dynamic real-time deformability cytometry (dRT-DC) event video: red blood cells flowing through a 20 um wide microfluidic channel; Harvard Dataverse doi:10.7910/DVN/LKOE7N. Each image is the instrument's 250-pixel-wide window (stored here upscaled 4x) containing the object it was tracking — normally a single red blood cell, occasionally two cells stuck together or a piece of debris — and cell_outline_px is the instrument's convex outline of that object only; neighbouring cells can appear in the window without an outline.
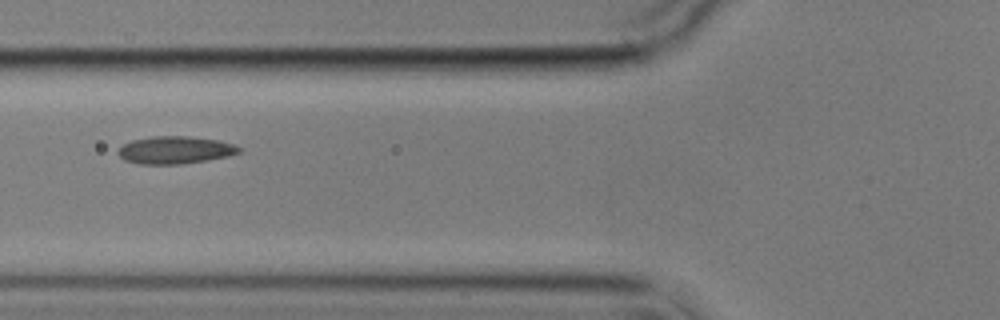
{"species": "common noctule bat (a hibernating species)", "species_latin": "Nyctalus noctula", "temperature_condition": "cold", "stored_images_in_passage": 8, "camera_frame_rate_fps": 3000, "um_per_image_px": 0.085, "animal": {"sex": "male", "body_mass_g": 17.9}, "frame": {"image": 1, "passage_image": 7, "time_ms": 7.0, "image_size_px": [1000, 320], "cell_outline_px": [[240, 152], [228, 156], [180, 164], [140, 164], [124, 160], [116, 152], [124, 144], [132, 140], [152, 136], [188, 136], [216, 140], [232, 144], [240, 148]], "centroid_in_image_um": [14.84, 12.75], "position_along_channel_um": 111.0, "area_um2": 19.13}}
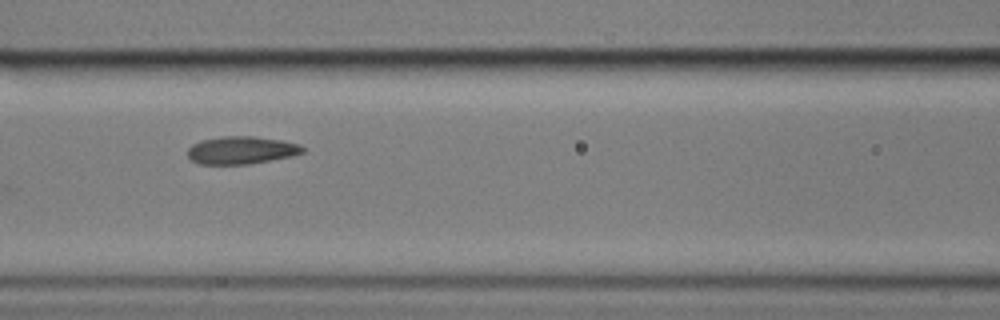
{"frame": {"image": 2, "passage_image": 8, "time_ms": 8.0, "image_size_px": [1000, 320], "cell_outline_px": [[304, 152], [292, 156], [248, 164], [200, 164], [192, 160], [188, 156], [188, 148], [192, 144], [200, 140], [220, 136], [256, 136], [284, 140], [300, 144], [304, 148]], "centroid_in_image_um": [20.52, 12.75], "position_along_channel_um": 146.1, "area_um2": 18.73}}